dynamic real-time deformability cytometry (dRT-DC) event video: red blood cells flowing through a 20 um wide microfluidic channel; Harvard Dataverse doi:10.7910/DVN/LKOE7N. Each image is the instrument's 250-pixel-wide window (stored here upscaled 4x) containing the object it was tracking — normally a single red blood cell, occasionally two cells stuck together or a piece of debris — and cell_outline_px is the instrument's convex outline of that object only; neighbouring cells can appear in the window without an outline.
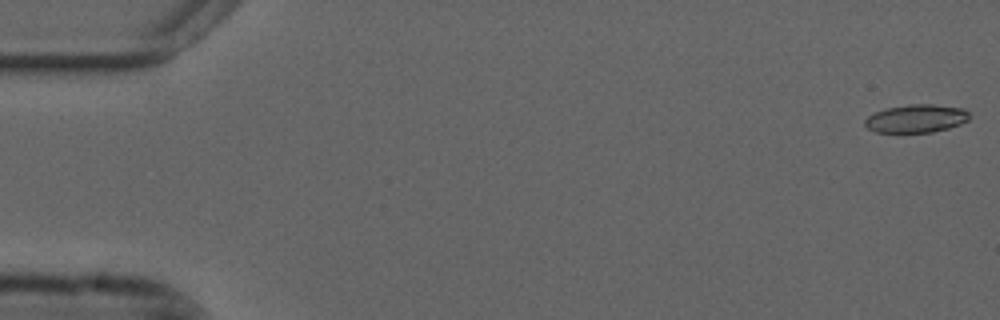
{"species": "common noctule bat (a hibernating species)", "species_latin": "Nyctalus noctula", "temperature_condition": "cold", "stored_images_in_passage": 21, "camera_frame_rate_fps": 3000, "um_per_image_px": 0.085, "animal": {"sex": "male", "forearm_length_mm": 52.5}, "frame": {"image": 1, "passage_image": 1, "time_ms": 0.0, "image_size_px": [1000, 320], "cell_outline_px": [[972, 116], [968, 120], [960, 124], [948, 128], [932, 132], [876, 132], [868, 128], [864, 124], [864, 120], [868, 116], [884, 108], [908, 104], [932, 104], [964, 108]], "centroid_in_image_um": [77.89, 10.06], "position_along_channel_um": 7.1, "area_um2": 17.22}}
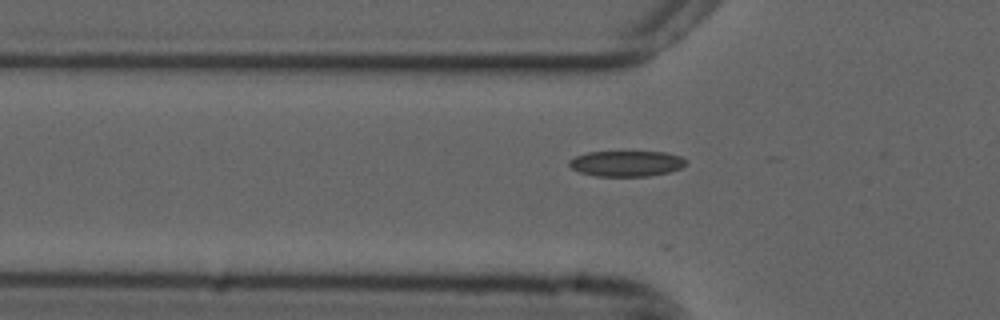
{"frame": {"image": 2, "passage_image": 18, "time_ms": 5.667, "image_size_px": [1000, 320], "cell_outline_px": [[688, 160], [680, 168], [668, 172], [648, 176], [596, 176], [580, 172], [572, 168], [568, 164], [568, 160], [576, 156], [588, 152], [664, 152], [680, 156]], "centroid_in_image_um": [53.23, 13.9], "position_along_channel_um": 72.6, "area_um2": 17.34}}
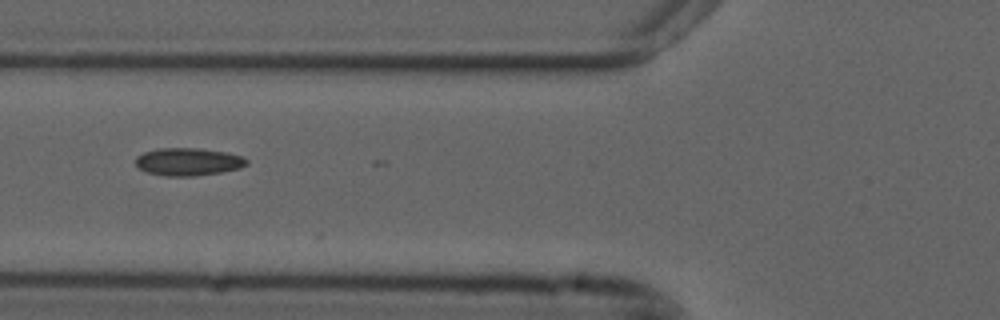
{"frame": {"image": 3, "passage_image": 21, "time_ms": 6.667, "image_size_px": [1000, 320], "cell_outline_px": [[248, 164], [240, 168], [224, 172], [192, 176], [164, 176], [148, 172], [140, 168], [136, 164], [136, 156], [144, 152], [160, 148], [196, 148], [224, 152], [244, 156], [248, 160]], "centroid_in_image_um": [16.03, 13.75], "position_along_channel_um": 109.8, "area_um2": 17.92}}